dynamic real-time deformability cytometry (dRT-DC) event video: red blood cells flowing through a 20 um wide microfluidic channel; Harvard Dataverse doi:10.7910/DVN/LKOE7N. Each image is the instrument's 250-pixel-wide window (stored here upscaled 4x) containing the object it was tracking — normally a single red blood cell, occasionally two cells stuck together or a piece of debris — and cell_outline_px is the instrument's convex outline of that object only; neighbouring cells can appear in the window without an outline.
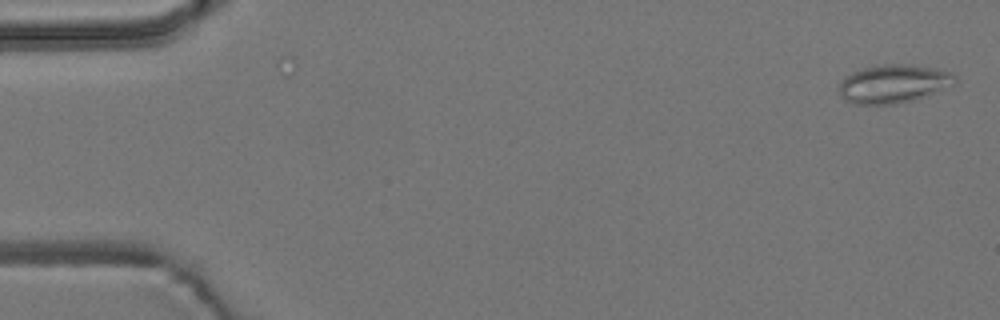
{"species": "common noctule bat (a hibernating species)", "species_latin": "Nyctalus noctula", "temperature_condition": "room temperature", "stored_images_in_passage": 10, "camera_frame_rate_fps": 3000, "um_per_image_px": 0.085, "animal": {"sex": "male", "body_mass_g": 19.2, "forearm_length_mm": 51.8}, "frame": {"image": 1, "passage_image": 1, "time_ms": 0.0, "image_size_px": [1000, 320], "cell_outline_px": [[956, 84], [924, 96], [912, 100], [892, 104], [852, 104], [844, 100], [840, 96], [840, 84], [844, 76], [852, 72], [876, 64], [912, 64], [936, 68], [948, 72], [956, 76]], "centroid_in_image_um": [75.92, 7.11], "position_along_channel_um": 9.1, "area_um2": 26.01}}
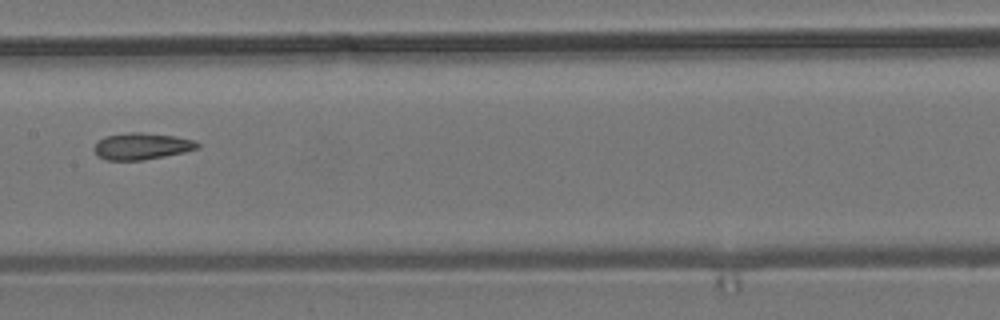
{"frame": {"image": 2, "passage_image": 7, "time_ms": 2.0, "image_size_px": [1000, 320], "cell_outline_px": [[200, 148], [184, 152], [144, 160], [104, 160], [96, 156], [92, 148], [104, 136], [128, 132], [140, 132], [172, 136], [192, 140], [200, 144]], "centroid_in_image_um": [11.99, 12.44], "position_along_channel_um": 195.4, "area_um2": 16.07}}
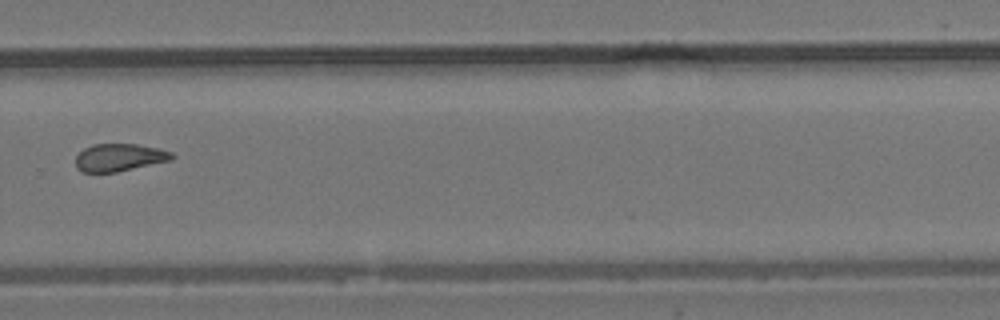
{"frame": {"image": 3, "passage_image": 10, "time_ms": 3.0, "image_size_px": [1000, 320], "cell_outline_px": [[176, 156], [172, 160], [116, 172], [80, 172], [76, 168], [76, 156], [84, 148], [92, 144], [136, 144], [156, 148], [172, 152]], "centroid_in_image_um": [10.14, 13.39], "position_along_channel_um": 319.7, "area_um2": 15.49}}